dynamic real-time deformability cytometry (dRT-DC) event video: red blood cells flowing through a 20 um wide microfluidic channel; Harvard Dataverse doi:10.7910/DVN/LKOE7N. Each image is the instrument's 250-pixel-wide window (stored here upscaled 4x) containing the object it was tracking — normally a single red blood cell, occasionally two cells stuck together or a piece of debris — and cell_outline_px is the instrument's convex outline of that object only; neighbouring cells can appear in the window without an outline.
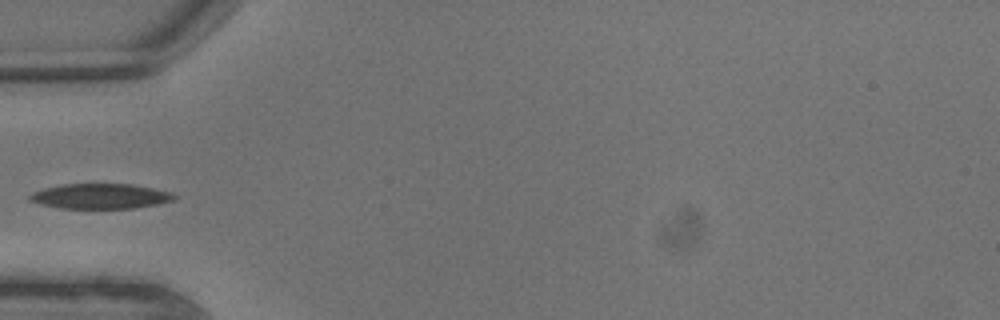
{"species": "common noctule bat (a hibernating species)", "species_latin": "Nyctalus noctula", "temperature_condition": "warm", "stored_images_in_passage": 9, "camera_frame_rate_fps": 3000, "um_per_image_px": 0.085, "animal": {"sex": "male", "body_mass_g": 13.3}, "frame": {"image": 1, "passage_image": 6, "time_ms": 1.667, "image_size_px": [1000, 320], "cell_outline_px": [[176, 196], [172, 200], [156, 204], [136, 208], [60, 208], [28, 200], [28, 196], [32, 192], [44, 188], [64, 184], [132, 184], [172, 192]], "centroid_in_image_um": [8.52, 16.67], "position_along_channel_um": 76.5, "area_um2": 20.92}}
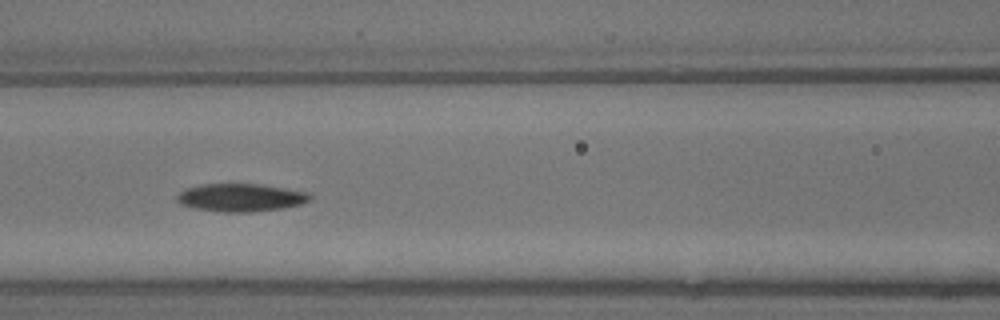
{"frame": {"image": 2, "passage_image": 8, "time_ms": 2.333, "image_size_px": [1000, 320], "cell_outline_px": [[312, 200], [300, 204], [280, 208], [252, 212], [224, 212], [192, 208], [180, 204], [176, 200], [176, 196], [180, 192], [188, 188], [200, 184], [260, 184], [308, 192], [312, 196]], "centroid_in_image_um": [20.45, 16.79], "position_along_channel_um": 146.1, "area_um2": 21.62}}
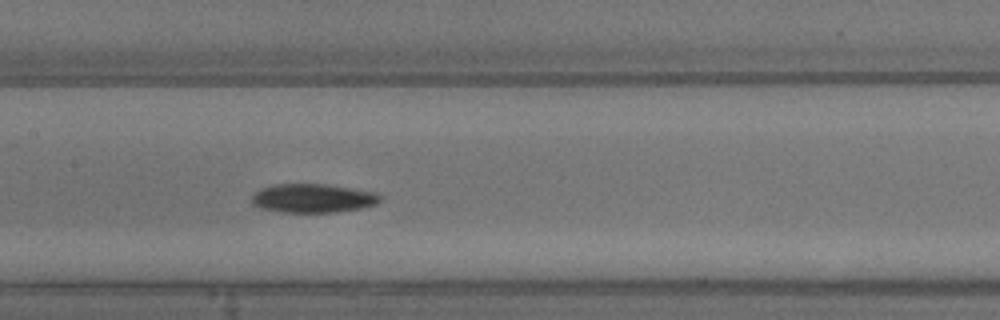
{"frame": {"image": 3, "passage_image": 9, "time_ms": 2.667, "image_size_px": [1000, 320], "cell_outline_px": [[380, 200], [376, 204], [360, 208], [336, 212], [280, 212], [260, 208], [252, 204], [252, 196], [260, 188], [272, 184], [328, 184], [376, 192], [380, 196]], "centroid_in_image_um": [26.57, 16.84], "position_along_channel_um": 180.8, "area_um2": 21.62}}